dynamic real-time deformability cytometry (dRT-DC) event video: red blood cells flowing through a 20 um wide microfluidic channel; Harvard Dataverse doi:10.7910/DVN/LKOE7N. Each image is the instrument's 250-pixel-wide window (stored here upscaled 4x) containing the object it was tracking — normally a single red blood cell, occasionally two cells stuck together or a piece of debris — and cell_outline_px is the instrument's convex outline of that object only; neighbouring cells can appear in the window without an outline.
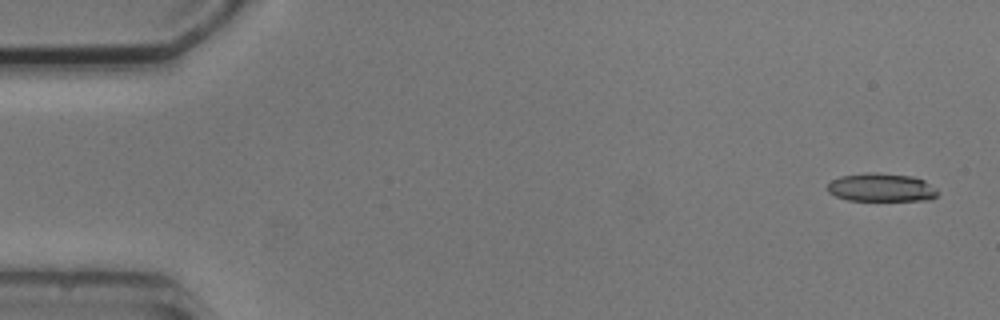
{"species": "common noctule bat (a hibernating species)", "species_latin": "Nyctalus noctula", "temperature_condition": "cold", "stored_images_in_passage": 4, "camera_frame_rate_fps": 3000, "um_per_image_px": 0.085, "animal": {"sex": "male", "body_mass_g": 20.5, "forearm_length_mm": 52.5}, "frame": {"image": 1, "passage_image": 1, "time_ms": 0.0, "image_size_px": [1000, 320], "cell_outline_px": [[936, 196], [932, 200], [848, 200], [836, 196], [828, 192], [828, 184], [832, 180], [840, 176], [868, 172], [876, 172], [912, 176], [924, 180], [936, 188]], "centroid_in_image_um": [74.91, 15.93], "position_along_channel_um": 10.1, "area_um2": 18.15}}